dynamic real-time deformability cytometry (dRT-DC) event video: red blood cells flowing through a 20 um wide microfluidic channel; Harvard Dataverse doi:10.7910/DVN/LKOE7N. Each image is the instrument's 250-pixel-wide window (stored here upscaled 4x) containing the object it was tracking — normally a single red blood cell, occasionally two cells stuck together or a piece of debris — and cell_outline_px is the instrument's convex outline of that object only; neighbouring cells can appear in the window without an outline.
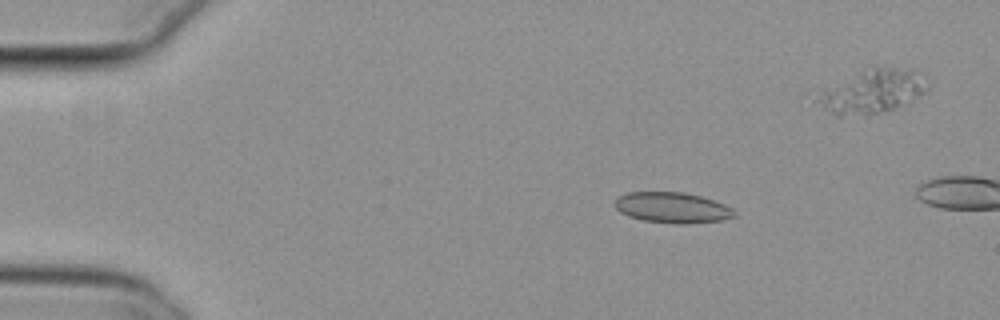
{"species": "common noctule bat (a hibernating species)", "species_latin": "Nyctalus noctula", "temperature_condition": "cold", "stored_images_in_passage": 16, "camera_frame_rate_fps": 3000, "um_per_image_px": 0.085, "animal": {"sex": "female", "body_mass_g": 29.2, "forearm_length_mm": 56.3}, "frame": {"image": 1, "passage_image": 10, "time_ms": 3.0, "image_size_px": [1000, 320], "cell_outline_px": [[736, 216], [724, 220], [688, 224], [676, 224], [644, 220], [628, 216], [620, 212], [612, 204], [620, 196], [628, 192], [684, 192], [700, 196], [724, 204], [732, 208], [736, 212]], "centroid_in_image_um": [57.16, 17.66], "position_along_channel_um": 27.8, "area_um2": 21.44}}